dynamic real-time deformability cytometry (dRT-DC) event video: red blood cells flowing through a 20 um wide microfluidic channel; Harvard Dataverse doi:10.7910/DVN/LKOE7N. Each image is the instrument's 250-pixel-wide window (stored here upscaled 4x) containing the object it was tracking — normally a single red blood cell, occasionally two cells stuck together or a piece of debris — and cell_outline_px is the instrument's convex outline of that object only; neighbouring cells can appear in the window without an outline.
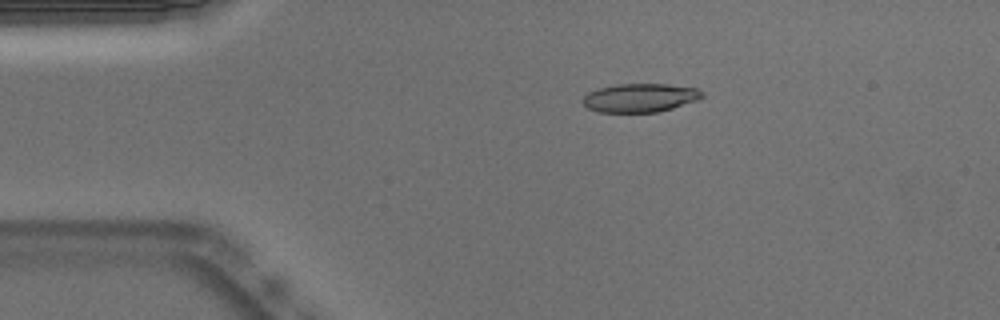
{"species": "Egyptian fruit bat (a non-hibernating species)", "species_latin": "Rousettus aegyptiacus", "temperature_condition": "warm", "stored_images_in_passage": 44, "camera_frame_rate_fps": 3000, "um_per_image_px": 0.085, "animal": {"sex": "male"}, "frame": {"image": 1, "passage_image": 1, "time_ms": 0.0, "image_size_px": [1000, 320], "cell_outline_px": [[704, 96], [700, 100], [672, 108], [656, 112], [600, 112], [588, 108], [584, 104], [584, 96], [588, 92], [596, 88], [616, 84], [668, 84], [700, 88], [704, 92]], "centroid_in_image_um": [54.46, 8.3], "position_along_channel_um": 30.5, "area_um2": 20.11}}
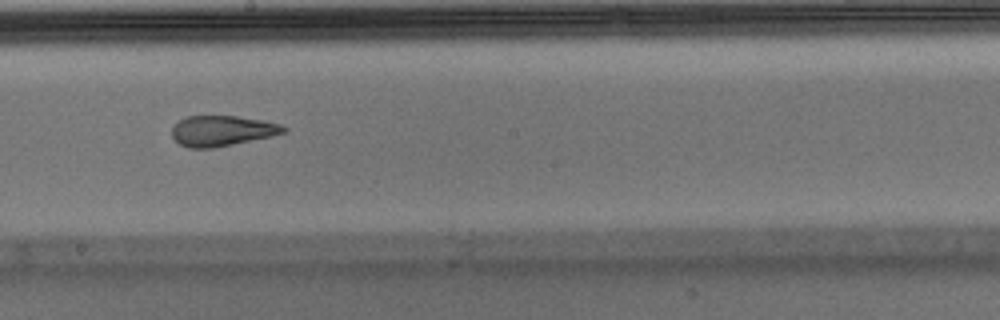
{"frame": {"image": 2, "passage_image": 20, "time_ms": 6.333, "image_size_px": [1000, 320], "cell_outline_px": [[288, 128], [284, 132], [272, 136], [212, 148], [188, 148], [180, 144], [172, 136], [172, 128], [180, 120], [188, 116], [236, 116], [264, 120], [280, 124]], "centroid_in_image_um": [18.88, 11.11], "position_along_channel_um": 229.3, "area_um2": 19.65}}
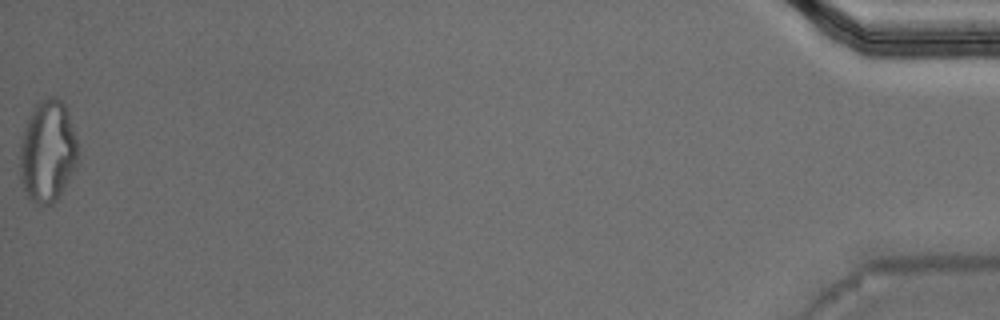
{"frame": {"image": 3, "passage_image": 44, "time_ms": 14.333, "image_size_px": [1000, 320], "cell_outline_px": [[80, 160], [60, 200], [52, 204], [36, 204], [24, 192], [20, 180], [20, 140], [24, 128], [32, 108], [40, 100], [48, 96], [56, 96], [68, 108], [76, 136]], "centroid_in_image_um": [4.08, 12.89], "position_along_channel_um": 431.1, "area_um2": 35.72}, "authors_computed_cell_mechanics": {"area_um2": 20.9525, "velocity_mm_per_s": 3.8022, "shape_relaxation_time_tau1_ms": 11.2251, "shape_relaxation_time_tau2_ms": 1.202, "deformation_change_tau1": 0.3213, "deformation_change_tau2": 0.0911}}